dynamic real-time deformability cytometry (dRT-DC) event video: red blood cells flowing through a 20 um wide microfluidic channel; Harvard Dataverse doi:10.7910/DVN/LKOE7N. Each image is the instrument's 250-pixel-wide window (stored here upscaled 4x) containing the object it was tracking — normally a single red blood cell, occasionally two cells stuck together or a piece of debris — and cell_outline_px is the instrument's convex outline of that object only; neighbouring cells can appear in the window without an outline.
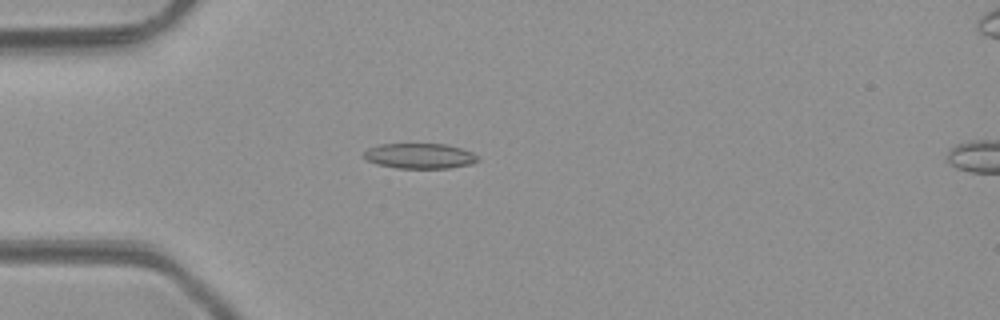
{"species": "common noctule bat (a hibernating species)", "species_latin": "Nyctalus noctula", "temperature_condition": "room temperature", "stored_images_in_passage": 5, "camera_frame_rate_fps": 3000, "um_per_image_px": 0.085, "animal": {"sex": "male", "body_mass_g": 23.1, "forearm_length_mm": 52.7}, "frame": {"image": 1, "passage_image": 4, "time_ms": 4.333, "image_size_px": [1000, 320], "cell_outline_px": [[480, 160], [472, 164], [448, 168], [396, 168], [376, 164], [368, 160], [364, 156], [364, 152], [368, 148], [380, 144], [448, 144], [472, 152]], "centroid_in_image_um": [35.68, 13.25], "position_along_channel_um": 49.3, "area_um2": 16.76}}